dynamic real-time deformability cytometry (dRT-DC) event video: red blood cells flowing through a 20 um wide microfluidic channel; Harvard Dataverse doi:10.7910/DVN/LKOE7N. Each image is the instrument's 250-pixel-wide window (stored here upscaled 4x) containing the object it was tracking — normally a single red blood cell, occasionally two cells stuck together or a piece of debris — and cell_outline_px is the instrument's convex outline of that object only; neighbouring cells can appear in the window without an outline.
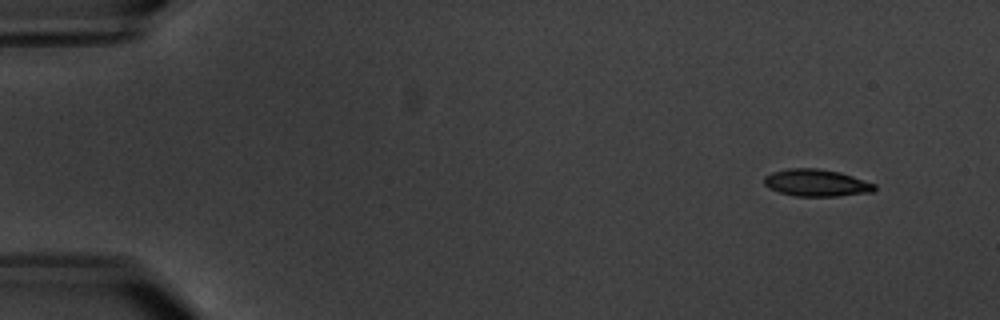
{"species": "common noctule bat (a hibernating species)", "species_latin": "Nyctalus noctula", "temperature_condition": "warm", "stored_images_in_passage": 8, "camera_frame_rate_fps": 3000, "um_per_image_px": 0.085, "animal": {"sex": "male", "body_mass_g": 20.1, "forearm_length_mm": 53.5}, "frame": {"image": 1, "passage_image": 1, "time_ms": 0.0, "image_size_px": [1000, 320], "cell_outline_px": [[876, 188], [872, 192], [836, 196], [796, 196], [780, 192], [768, 188], [764, 184], [764, 176], [772, 172], [788, 168], [816, 168], [840, 172], [876, 184]], "centroid_in_image_um": [69.37, 15.53], "position_along_channel_um": 15.6, "area_um2": 17.4}}
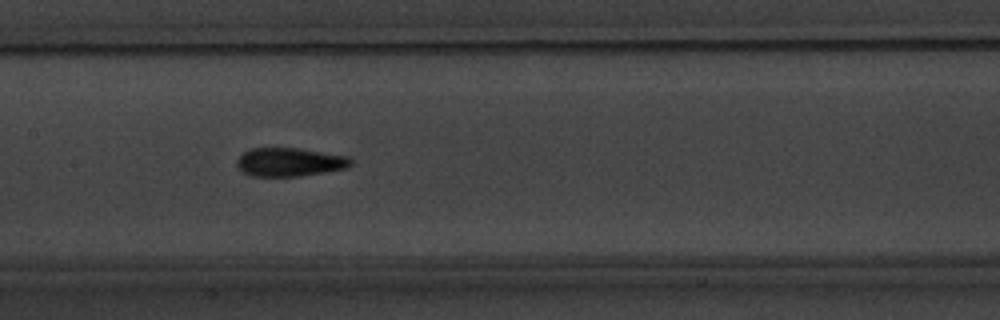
{"frame": {"image": 2, "passage_image": 8, "time_ms": 8.333, "image_size_px": [1000, 320], "cell_outline_px": [[352, 164], [348, 168], [300, 176], [252, 176], [244, 172], [236, 164], [236, 160], [244, 152], [252, 148], [296, 148], [348, 156], [352, 160]], "centroid_in_image_um": [24.63, 13.78], "position_along_channel_um": 182.8, "area_um2": 18.84}}